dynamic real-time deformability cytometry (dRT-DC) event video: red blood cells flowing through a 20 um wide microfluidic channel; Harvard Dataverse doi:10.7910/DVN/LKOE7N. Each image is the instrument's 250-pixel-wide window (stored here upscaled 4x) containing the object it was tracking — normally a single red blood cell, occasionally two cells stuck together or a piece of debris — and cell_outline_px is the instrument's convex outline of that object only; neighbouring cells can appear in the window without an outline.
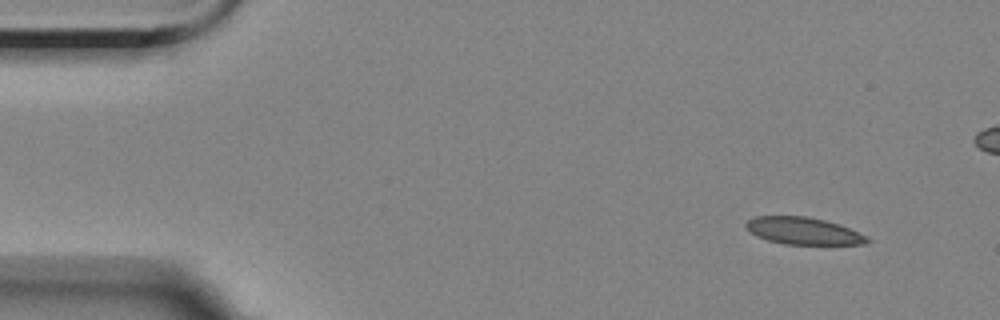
{"species": "Egyptian fruit bat (a non-hibernating species)", "species_latin": "Rousettus aegyptiacus", "temperature_condition": "room temperature", "stored_images_in_passage": 8, "camera_frame_rate_fps": 3000, "um_per_image_px": 0.085, "animal": {"sex": "female"}, "frame": {"image": 1, "passage_image": 1, "time_ms": 0.0, "image_size_px": [1000, 320], "cell_outline_px": [[872, 240], [864, 244], [784, 244], [768, 240], [756, 236], [744, 224], [748, 220], [756, 216], [808, 216], [840, 224]], "centroid_in_image_um": [68.26, 19.62], "position_along_channel_um": 16.7, "area_um2": 18.9}}
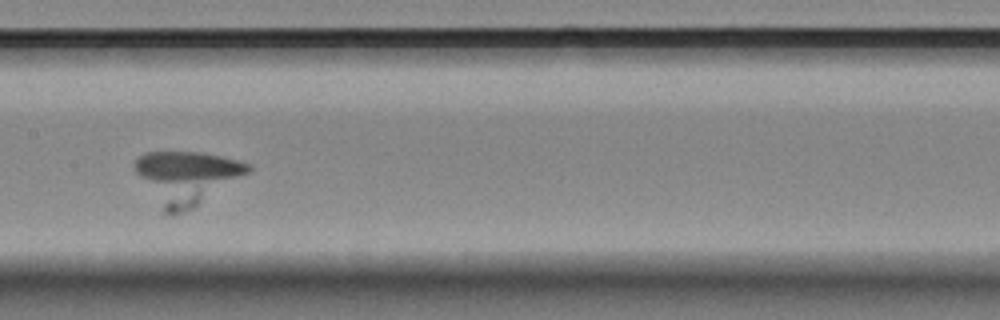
{"frame": {"image": 2, "passage_image": 7, "time_ms": 7.667, "image_size_px": [1000, 320], "cell_outline_px": [[252, 172], [192, 208], [184, 212], [172, 216], [164, 212], [132, 168], [132, 164], [144, 152], [200, 152], [220, 156], [252, 164]], "centroid_in_image_um": [15.88, 15.08], "position_along_channel_um": 191.5, "area_um2": 34.91}}
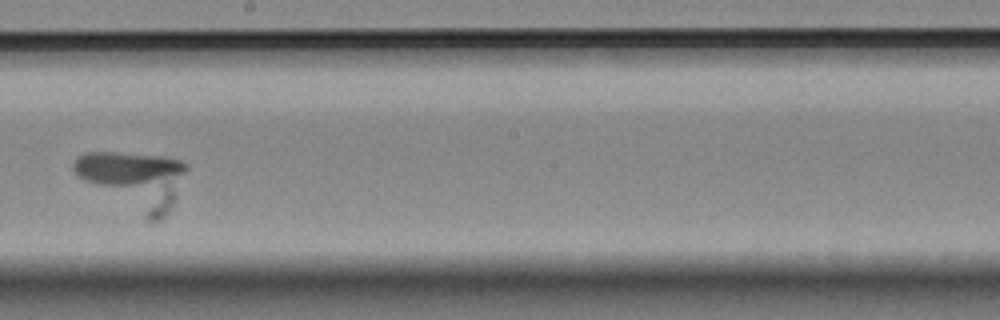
{"frame": {"image": 3, "passage_image": 8, "time_ms": 9.0, "image_size_px": [1000, 320], "cell_outline_px": [[188, 168], [172, 204], [168, 212], [160, 220], [148, 220], [84, 180], [72, 168], [72, 164], [76, 156], [84, 152], [116, 152], [164, 156], [180, 160], [188, 164]], "centroid_in_image_um": [11.41, 15.26], "position_along_channel_um": 236.8, "area_um2": 36.93}}